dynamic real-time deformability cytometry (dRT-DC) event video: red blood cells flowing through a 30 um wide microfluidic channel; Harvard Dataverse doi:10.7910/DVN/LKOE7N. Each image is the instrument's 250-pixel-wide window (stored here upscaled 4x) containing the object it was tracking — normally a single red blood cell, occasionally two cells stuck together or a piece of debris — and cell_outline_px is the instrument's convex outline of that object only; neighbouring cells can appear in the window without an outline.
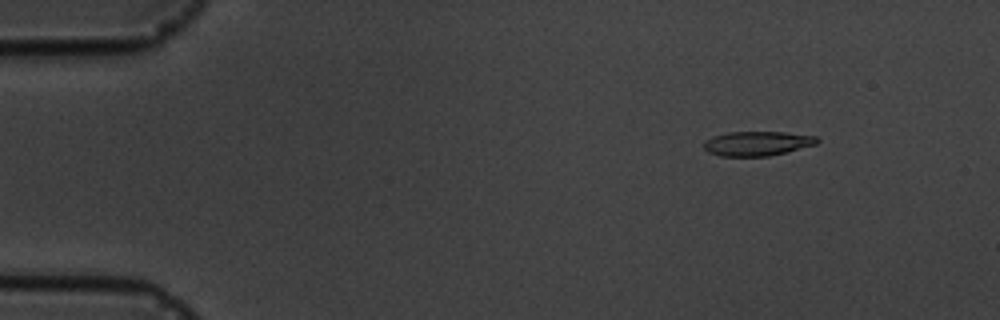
{"species": "common noctule bat (a hibernating species)", "species_latin": "Nyctalus noctula", "temperature_condition": "cold", "stored_images_in_passage": 6, "camera_frame_rate_fps": 3000, "um_per_image_px": 0.085, "animal": {"sex": "male", "body_mass_g": 19.5, "forearm_length_mm": 54.6}, "frame": {"image": 1, "passage_image": 2, "time_ms": 1.333, "image_size_px": [1000, 320], "cell_outline_px": [[820, 140], [816, 144], [768, 156], [720, 156], [708, 152], [704, 148], [704, 140], [712, 136], [728, 132], [784, 132], [816, 136]], "centroid_in_image_um": [64.33, 12.19], "position_along_channel_um": 20.7, "area_um2": 16.07}}
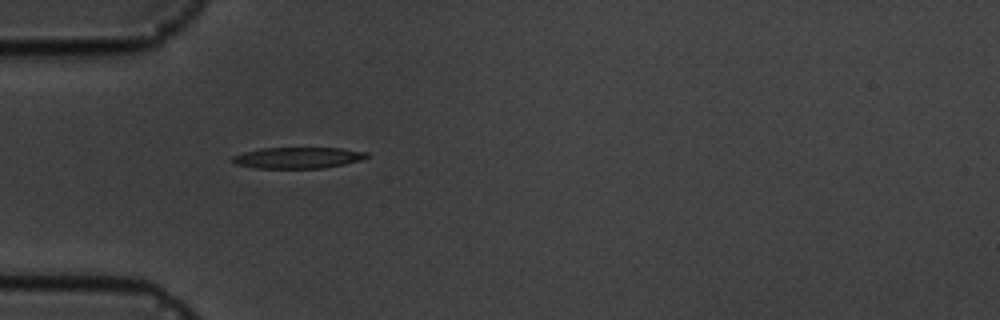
{"frame": {"image": 2, "passage_image": 5, "time_ms": 4.667, "image_size_px": [1000, 320], "cell_outline_px": [[372, 156], [360, 160], [344, 164], [324, 168], [256, 168], [236, 164], [228, 160], [232, 156], [244, 152], [260, 148], [340, 148], [368, 152]], "centroid_in_image_um": [25.32, 13.41], "position_along_channel_um": 59.7, "area_um2": 16.7}}
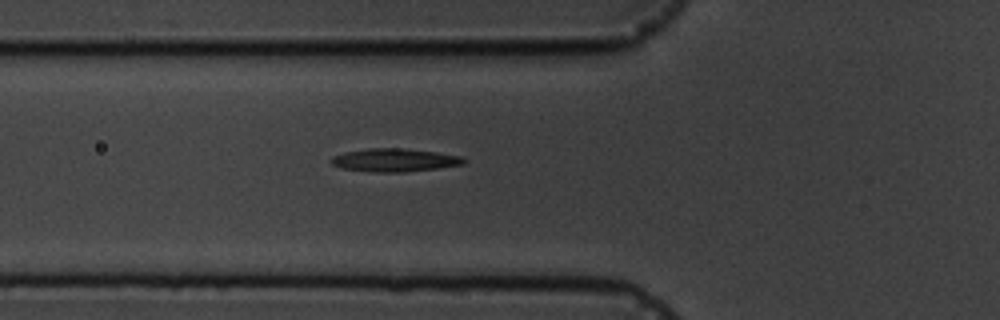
{"frame": {"image": 3, "passage_image": 6, "time_ms": 5.667, "image_size_px": [1000, 320], "cell_outline_px": [[468, 160], [464, 164], [440, 168], [404, 172], [376, 172], [340, 168], [332, 164], [328, 160], [332, 156], [344, 152], [368, 148], [404, 148], [436, 152], [460, 156]], "centroid_in_image_um": [33.52, 13.61], "position_along_channel_um": 92.3, "area_um2": 18.03}}